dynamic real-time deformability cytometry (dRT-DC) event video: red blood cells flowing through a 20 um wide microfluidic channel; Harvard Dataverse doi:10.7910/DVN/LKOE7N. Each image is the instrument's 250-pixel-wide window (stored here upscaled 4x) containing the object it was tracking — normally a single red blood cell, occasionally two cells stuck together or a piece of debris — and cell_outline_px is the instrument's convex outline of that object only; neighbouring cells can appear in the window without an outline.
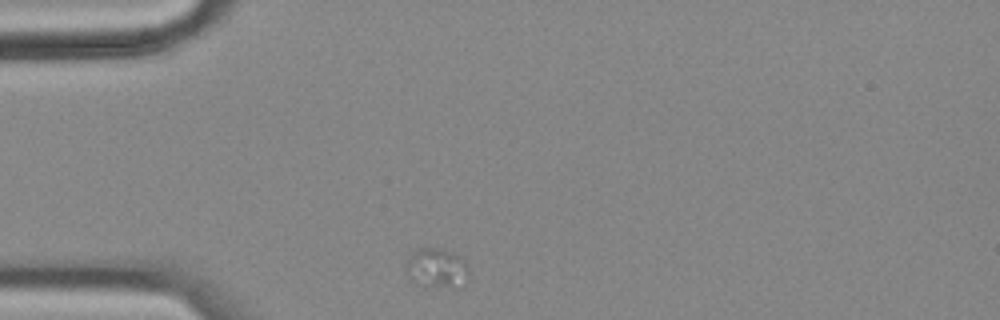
{"species": "common noctule bat (a hibernating species)", "species_latin": "Nyctalus noctula", "temperature_condition": "cold", "stored_images_in_passage": 11, "camera_frame_rate_fps": 3000, "um_per_image_px": 0.085, "animal": {"sex": "female", "body_mass_g": 18.4}, "frame": {"image": 1, "passage_image": 1, "time_ms": 0.0, "image_size_px": [1000, 320], "cell_outline_px": [[468, 280], [464, 284], [432, 284], [408, 276], [408, 260], [412, 252], [420, 248], [436, 248], [452, 252], [460, 256], [464, 260], [468, 268]], "centroid_in_image_um": [37.19, 22.68], "position_along_channel_um": 47.8, "area_um2": 13.18}}